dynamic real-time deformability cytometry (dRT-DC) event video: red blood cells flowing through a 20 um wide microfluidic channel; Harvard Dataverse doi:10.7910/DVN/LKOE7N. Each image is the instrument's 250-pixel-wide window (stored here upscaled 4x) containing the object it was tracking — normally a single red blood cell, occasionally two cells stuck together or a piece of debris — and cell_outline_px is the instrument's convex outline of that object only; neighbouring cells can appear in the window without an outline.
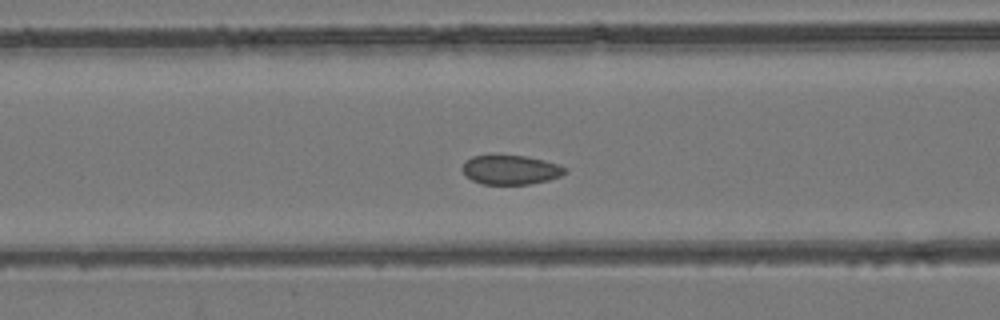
{"species": "common noctule bat (a hibernating species)", "species_latin": "Nyctalus noctula", "temperature_condition": "room temperature", "stored_images_in_passage": 46, "camera_frame_rate_fps": 3000, "um_per_image_px": 0.085, "animal": {"sex": "female", "body_mass_g": 24.6, "forearm_length_mm": 56.2}, "frame": {"image": 1, "passage_image": 18, "time_ms": 5.667, "image_size_px": [1000, 320], "cell_outline_px": [[568, 172], [560, 176], [548, 180], [528, 184], [480, 184], [464, 176], [460, 168], [464, 160], [472, 156], [524, 156], [544, 160], [560, 164], [568, 168]], "centroid_in_image_um": [43.38, 14.44], "position_along_channel_um": 123.2, "area_um2": 17.74}}
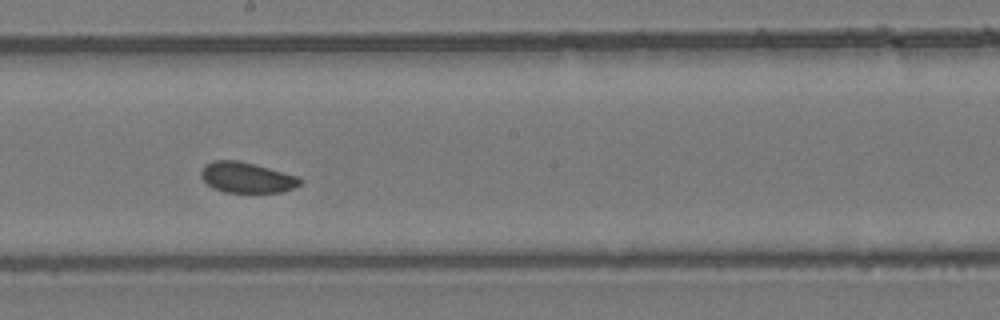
{"frame": {"image": 2, "passage_image": 26, "time_ms": 8.333, "image_size_px": [1000, 320], "cell_outline_px": [[304, 180], [300, 184], [284, 192], [224, 192], [212, 188], [200, 176], [200, 172], [204, 164], [216, 160], [240, 160], [300, 176]], "centroid_in_image_um": [20.99, 15.08], "position_along_channel_um": 227.2, "area_um2": 17.86}}
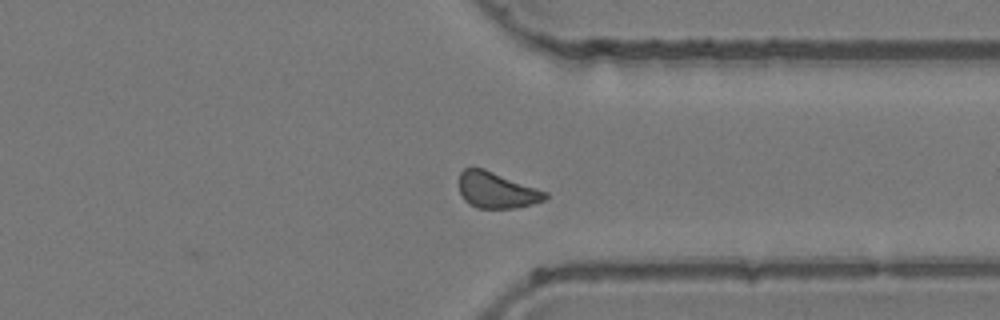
{"frame": {"image": 3, "passage_image": 37, "time_ms": 12.0, "image_size_px": [1000, 320], "cell_outline_px": [[548, 196], [544, 200], [532, 204], [516, 208], [476, 208], [468, 204], [464, 200], [460, 192], [460, 172], [464, 168], [484, 168], [548, 192]], "centroid_in_image_um": [42.21, 16.17], "position_along_channel_um": 369.2, "area_um2": 18.15}}